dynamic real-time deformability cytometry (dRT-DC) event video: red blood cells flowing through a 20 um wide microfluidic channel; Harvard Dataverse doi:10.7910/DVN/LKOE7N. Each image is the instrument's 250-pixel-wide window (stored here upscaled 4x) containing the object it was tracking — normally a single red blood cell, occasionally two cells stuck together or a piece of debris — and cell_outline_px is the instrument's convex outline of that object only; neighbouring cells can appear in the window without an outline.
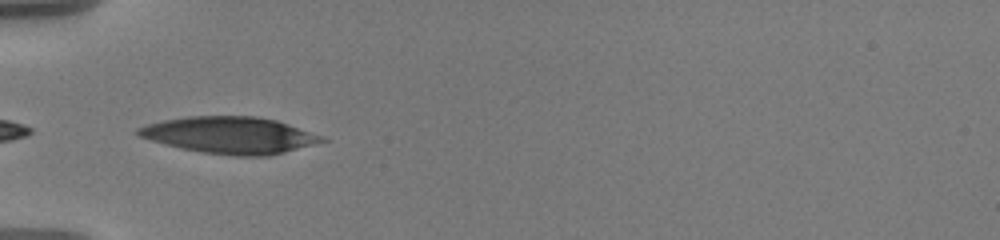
{"species": "human", "species_latin": "Homo sapiens", "temperature_condition": "warm", "stored_images_in_passage": 38, "camera_frame_rate_fps": 3000, "um_per_image_px": 0.085, "donor": {"sex": "male"}, "frame": {"image": 1, "passage_image": 1, "time_ms": 0.0, "image_size_px": [1000, 240], "cell_outline_px": [[328, 140], [284, 152], [268, 156], [232, 156], [204, 152], [180, 148], [164, 144], [140, 136], [136, 132], [136, 128], [148, 124], [164, 120], [188, 116], [256, 116], [276, 120], [324, 136]], "centroid_in_image_um": [19.55, 11.49], "position_along_channel_um": 65.5, "area_um2": 39.07}}
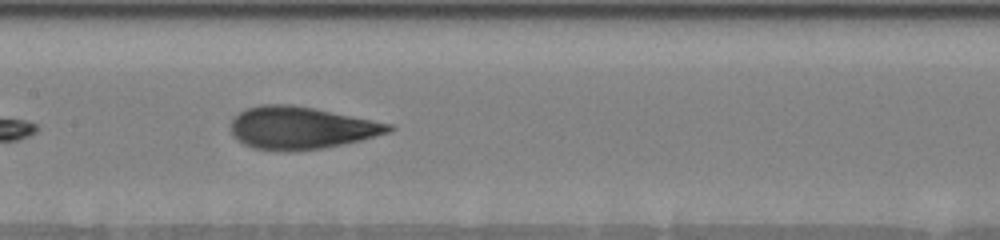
{"frame": {"image": 2, "passage_image": 11, "time_ms": 3.333, "image_size_px": [1000, 240], "cell_outline_px": [[396, 128], [388, 132], [360, 140], [320, 148], [292, 152], [284, 152], [252, 148], [236, 140], [232, 136], [232, 120], [240, 112], [248, 108], [260, 104], [288, 104], [312, 108], [392, 124]], "centroid_in_image_um": [25.54, 10.88], "position_along_channel_um": 181.9, "area_um2": 38.73}}
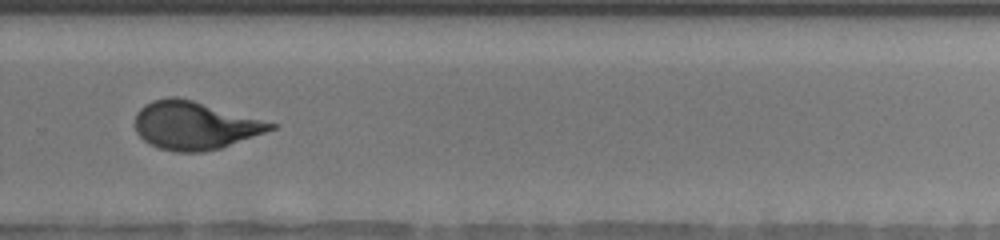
{"frame": {"image": 3, "passage_image": 22, "time_ms": 7.0, "image_size_px": [1000, 240], "cell_outline_px": [[280, 124], [276, 128], [220, 148], [204, 152], [176, 152], [160, 148], [144, 140], [136, 132], [136, 112], [144, 104], [152, 100], [168, 96], [176, 96], [192, 100]], "centroid_in_image_um": [16.55, 10.65], "position_along_channel_um": 313.3, "area_um2": 37.86}, "authors_computed_cell_mechanics": {"area_um2": 38.3792, "velocity_mm_per_s": 3.6032, "shape_relaxation_time_tau1_ms": 4.8615, "shape_relaxation_time_tau2_ms": 1.1106, "deformation_change_tau1": 0.2191, "deformation_change_tau2": 0.0923}}